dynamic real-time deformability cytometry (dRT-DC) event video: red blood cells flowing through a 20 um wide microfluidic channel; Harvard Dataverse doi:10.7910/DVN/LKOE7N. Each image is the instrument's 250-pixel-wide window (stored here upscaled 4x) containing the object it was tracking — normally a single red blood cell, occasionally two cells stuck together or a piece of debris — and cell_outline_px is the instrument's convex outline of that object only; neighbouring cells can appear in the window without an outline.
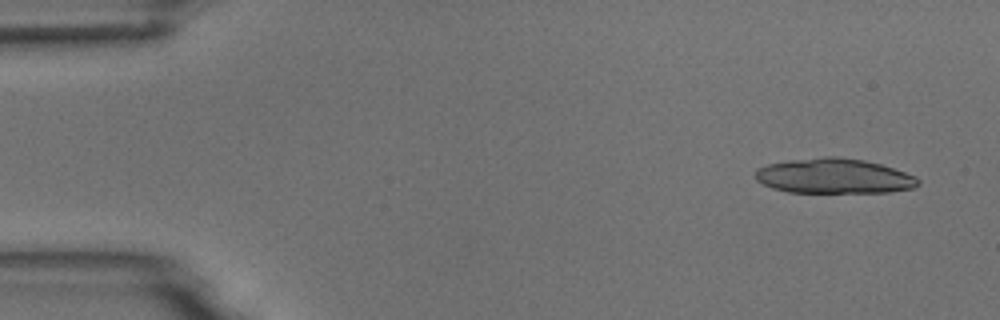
{"species": "common noctule bat (a hibernating species)", "species_latin": "Nyctalus noctula", "temperature_condition": "room temperature", "stored_images_in_passage": 8, "camera_frame_rate_fps": 3000, "um_per_image_px": 0.085, "animal": {"sex": "male", "body_mass_g": 18.8}, "frame": {"image": 1, "passage_image": 1, "time_ms": 0.0, "image_size_px": [1000, 320], "cell_outline_px": [[920, 184], [912, 188], [888, 192], [788, 192], [772, 188], [756, 180], [756, 168], [768, 164], [788, 160], [824, 156], [836, 156], [864, 160], [880, 164], [916, 176], [920, 180]], "centroid_in_image_um": [70.88, 14.96], "position_along_channel_um": 14.1, "area_um2": 33.18}}
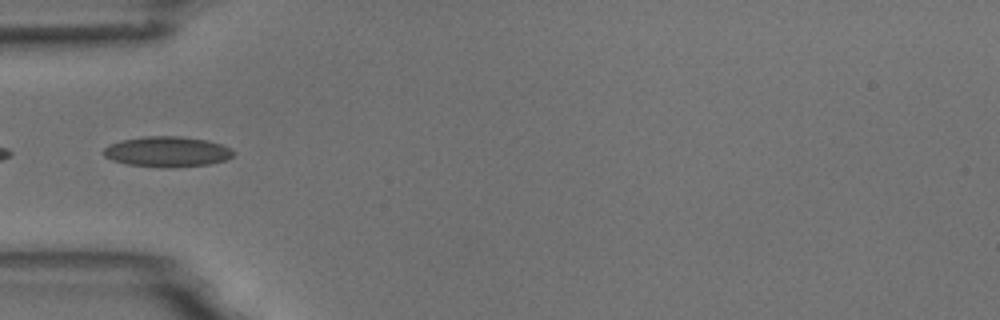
{"frame": {"image": 2, "passage_image": 5, "time_ms": 4.667, "image_size_px": [1000, 320], "cell_outline_px": [[236, 152], [232, 156], [224, 160], [208, 164], [172, 168], [164, 168], [128, 164], [112, 160], [104, 156], [100, 152], [108, 144], [120, 140], [144, 136], [180, 136], [208, 140], [232, 148]], "centroid_in_image_um": [14.18, 12.89], "position_along_channel_um": 70.8, "area_um2": 23.29}}